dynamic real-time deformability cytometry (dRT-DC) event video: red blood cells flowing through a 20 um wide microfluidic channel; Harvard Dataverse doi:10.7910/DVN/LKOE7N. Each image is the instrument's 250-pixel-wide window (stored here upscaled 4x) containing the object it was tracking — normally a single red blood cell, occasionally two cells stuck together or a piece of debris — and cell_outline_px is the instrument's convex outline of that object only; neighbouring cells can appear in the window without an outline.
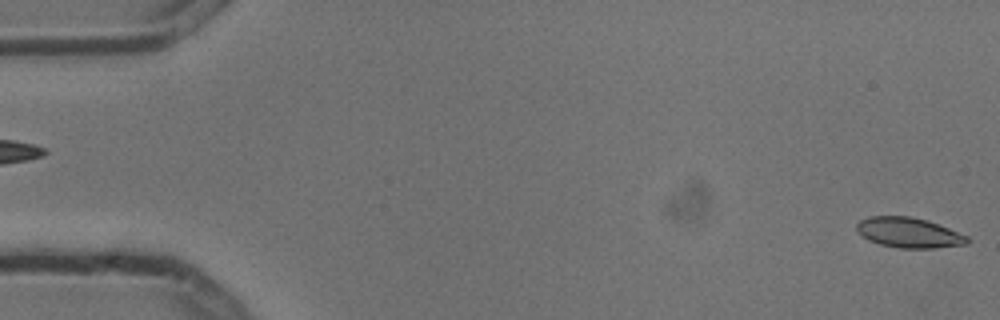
{"species": "common noctule bat (a hibernating species)", "species_latin": "Nyctalus noctula", "temperature_condition": "cold", "stored_images_in_passage": 3, "segment_of_instrument_passage": [2, 2], "camera_frame_rate_fps": 3000, "um_per_image_px": 0.085, "animal": {"sex": "male", "body_mass_g": 13.3}, "frame": {"image": 1, "passage_image": 3, "time_ms": 0.667, "image_size_px": [1000, 320], "cell_outline_px": [[968, 244], [936, 248], [900, 248], [880, 244], [868, 240], [856, 228], [856, 224], [860, 220], [868, 216], [908, 216], [928, 220], [968, 236]], "centroid_in_image_um": [77.26, 19.77], "position_along_channel_um": 7.7, "area_um2": 19.36}}